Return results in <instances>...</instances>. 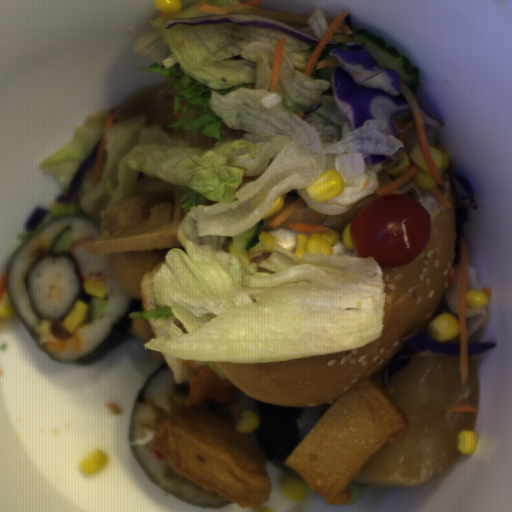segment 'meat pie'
<instances>
[{
	"label": "meat pie",
	"instance_id": "obj_1",
	"mask_svg": "<svg viewBox=\"0 0 512 512\" xmlns=\"http://www.w3.org/2000/svg\"><path fill=\"white\" fill-rule=\"evenodd\" d=\"M189 388L185 403L199 405L204 403L229 404L244 392L228 380H222L207 364L200 366L195 361L183 359Z\"/></svg>",
	"mask_w": 512,
	"mask_h": 512
}]
</instances>
